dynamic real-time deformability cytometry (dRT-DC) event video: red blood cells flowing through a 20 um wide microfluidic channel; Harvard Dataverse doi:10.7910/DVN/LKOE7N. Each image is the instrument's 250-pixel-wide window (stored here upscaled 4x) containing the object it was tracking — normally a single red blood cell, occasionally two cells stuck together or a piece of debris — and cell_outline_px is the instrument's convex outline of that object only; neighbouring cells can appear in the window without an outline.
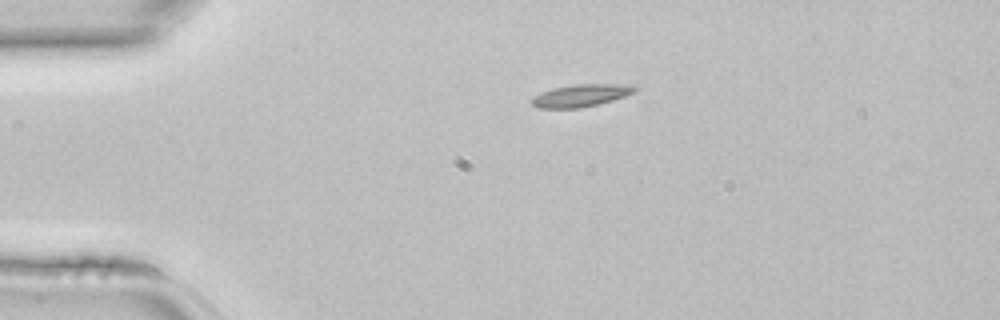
{"species": "common noctule bat (a hibernating species)", "species_latin": "Nyctalus noctula", "temperature_condition": "room temperature", "stored_images_in_passage": 36, "camera_frame_rate_fps": 3000, "um_per_image_px": 0.085, "animal": {"sex": "female", "body_mass_g": 22.7, "forearm_length_mm": 54.2}, "frame": {"image": 1, "passage_image": 1, "time_ms": 0.0, "image_size_px": [1000, 320], "cell_outline_px": [[636, 92], [612, 100], [580, 108], [536, 108], [532, 104], [532, 100], [536, 96], [552, 88], [576, 84], [636, 84]], "centroid_in_image_um": [49.43, 8.11], "position_along_channel_um": 35.6, "area_um2": 13.29}}
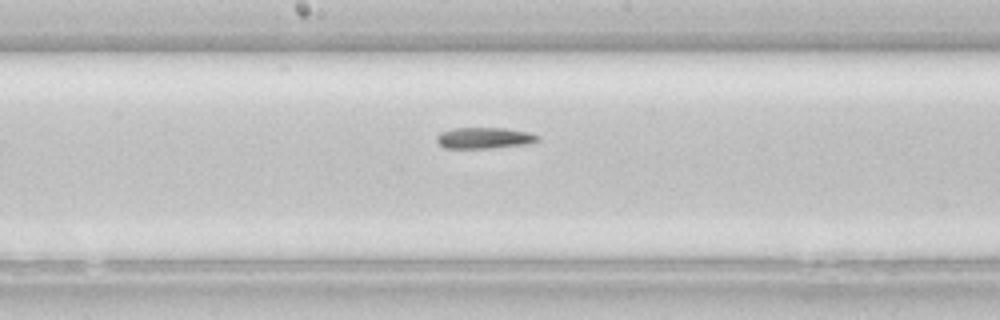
{"frame": {"image": 2, "passage_image": 15, "time_ms": 4.667, "image_size_px": [1000, 320], "cell_outline_px": [[540, 140], [528, 144], [492, 148], [444, 148], [436, 140], [436, 136], [440, 132], [452, 128], [504, 128], [528, 132], [540, 136]], "centroid_in_image_um": [41.17, 11.73], "position_along_channel_um": 207.0, "area_um2": 12.54}}
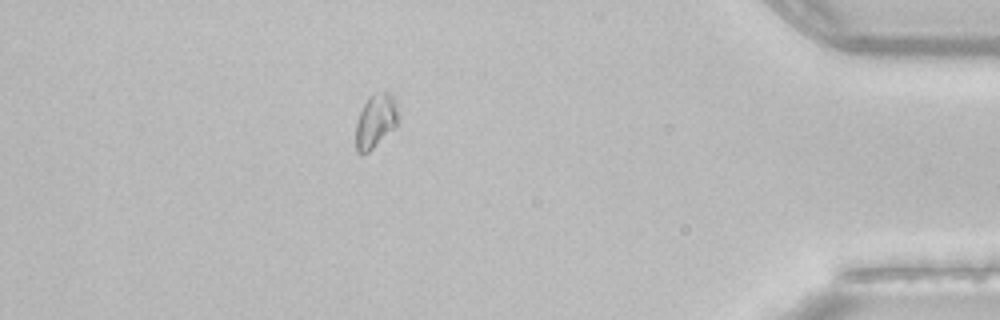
{"frame": {"image": 3, "passage_image": 31, "time_ms": 10.0, "image_size_px": [1000, 320], "cell_outline_px": [[400, 116], [396, 128], [368, 152], [360, 156], [356, 152], [356, 120], [368, 96], [376, 92], [388, 92], [392, 96], [396, 104]], "centroid_in_image_um": [31.94, 10.3], "position_along_channel_um": 403.3, "area_um2": 13.64}}